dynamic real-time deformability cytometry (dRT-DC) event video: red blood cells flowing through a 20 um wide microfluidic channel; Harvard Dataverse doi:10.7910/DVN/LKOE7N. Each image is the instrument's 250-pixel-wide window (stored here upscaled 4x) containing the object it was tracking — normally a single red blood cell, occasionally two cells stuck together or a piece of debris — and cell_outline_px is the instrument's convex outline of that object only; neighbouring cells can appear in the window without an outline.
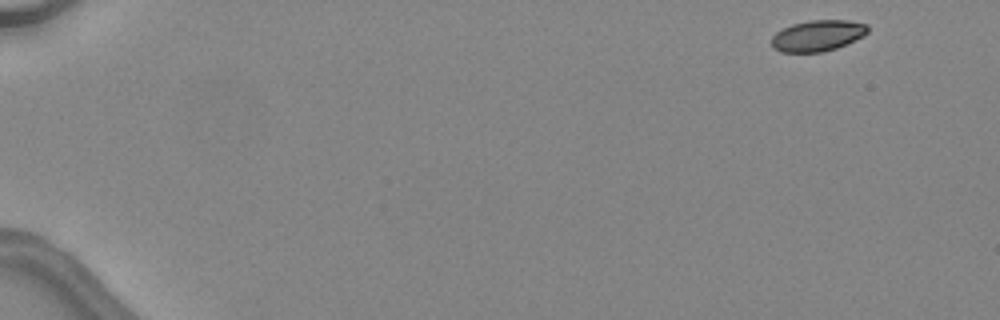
{"species": "common noctule bat (a hibernating species)", "species_latin": "Nyctalus noctula", "temperature_condition": "warm", "stored_images_in_passage": 8, "camera_frame_rate_fps": 3000, "um_per_image_px": 0.085, "animal": {"sex": "female", "body_mass_g": 24.6, "forearm_length_mm": 56.2}, "frame": {"image": 1, "passage_image": 1, "time_ms": 0.0, "image_size_px": [1000, 320], "cell_outline_px": [[868, 32], [864, 36], [836, 48], [820, 52], [780, 52], [772, 48], [772, 36], [776, 32], [792, 24], [812, 20], [848, 20], [868, 24]], "centroid_in_image_um": [69.5, 3.03], "position_along_channel_um": 15.5, "area_um2": 17.4}}